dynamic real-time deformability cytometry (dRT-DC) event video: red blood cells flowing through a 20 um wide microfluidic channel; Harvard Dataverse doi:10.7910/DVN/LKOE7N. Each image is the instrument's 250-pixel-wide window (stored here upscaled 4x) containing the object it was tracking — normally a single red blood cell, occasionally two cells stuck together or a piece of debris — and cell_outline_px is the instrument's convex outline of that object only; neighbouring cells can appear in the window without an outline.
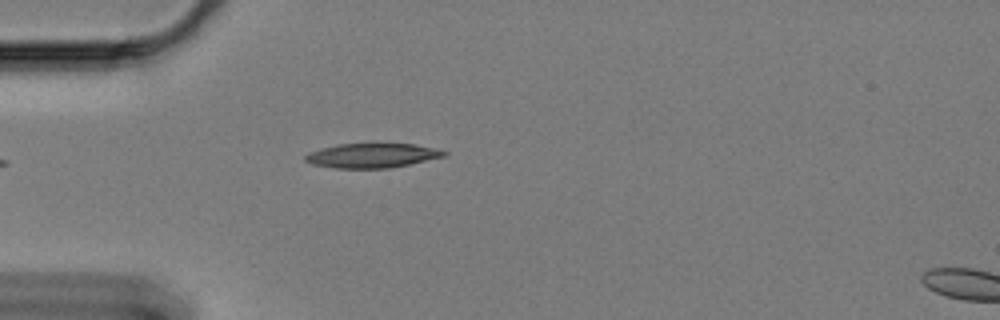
{"species": "Egyptian fruit bat (a non-hibernating species)", "species_latin": "Rousettus aegyptiacus", "temperature_condition": "cold", "stored_images_in_passage": 43, "camera_frame_rate_fps": 3000, "um_per_image_px": 0.085, "animal": {"sex": "female"}, "frame": {"image": 1, "passage_image": 2, "time_ms": 0.333, "image_size_px": [1000, 320], "cell_outline_px": [[448, 156], [392, 168], [336, 168], [312, 164], [304, 160], [304, 156], [308, 152], [320, 148], [336, 144], [412, 144], [432, 148], [448, 152]], "centroid_in_image_um": [31.61, 13.23], "position_along_channel_um": 53.4, "area_um2": 19.83}}
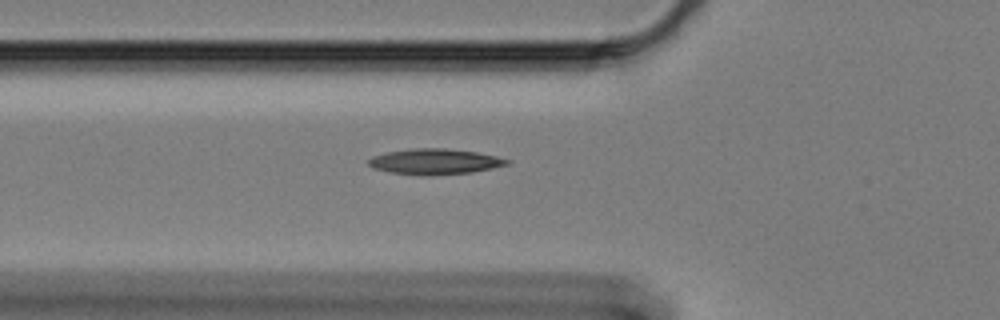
{"frame": {"image": 2, "passage_image": 6, "time_ms": 1.667, "image_size_px": [1000, 320], "cell_outline_px": [[512, 160], [508, 164], [492, 168], [472, 172], [388, 172], [372, 168], [368, 164], [368, 160], [372, 156], [388, 152], [412, 148], [444, 148], [476, 152], [496, 156]], "centroid_in_image_um": [36.97, 13.68], "position_along_channel_um": 88.8, "area_um2": 19.48}}
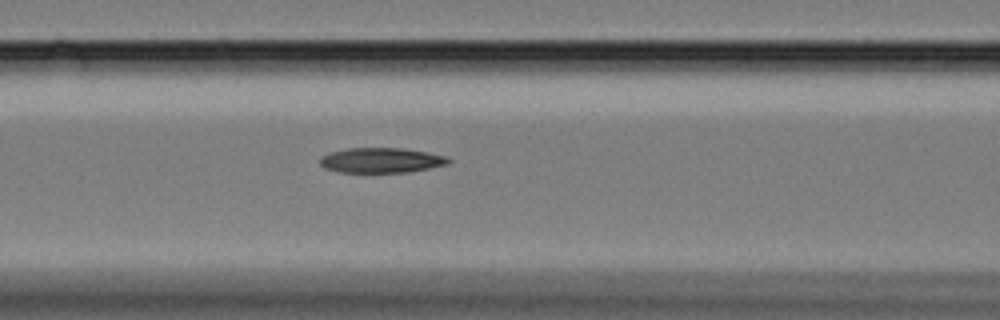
{"frame": {"image": 3, "passage_image": 10, "time_ms": 3.0, "image_size_px": [1000, 320], "cell_outline_px": [[452, 160], [448, 164], [408, 172], [340, 172], [324, 168], [320, 164], [320, 156], [332, 152], [348, 148], [404, 148], [428, 152], [448, 156]], "centroid_in_image_um": [32.43, 13.62], "position_along_channel_um": 134.2, "area_um2": 18.79}, "authors_computed_cell_mechanics": {"area_um2": 11.2132, "velocity_mm_per_s": 3.1927, "shape_relaxation_time_tau1_ms": 3.5258, "shape_relaxation_time_tau2_ms": null, "deformation_change_tau1": 0.4848, "deformation_change_tau2": null}}